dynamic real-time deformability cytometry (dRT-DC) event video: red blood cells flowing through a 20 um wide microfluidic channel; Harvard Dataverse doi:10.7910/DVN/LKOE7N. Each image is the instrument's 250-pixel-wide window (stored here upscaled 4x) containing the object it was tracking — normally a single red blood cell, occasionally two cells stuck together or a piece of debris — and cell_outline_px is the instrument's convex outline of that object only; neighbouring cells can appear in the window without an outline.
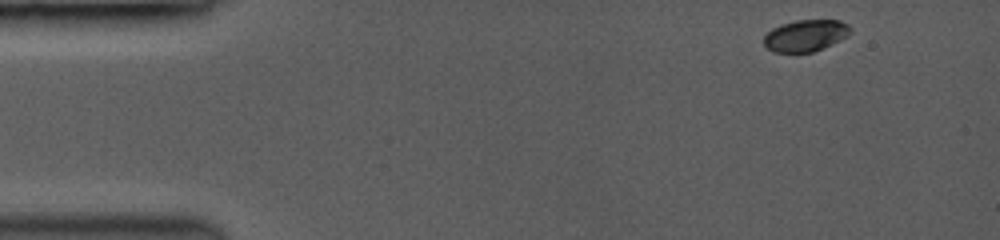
{"species": "common noctule bat (a hibernating species)", "species_latin": "Nyctalus noctula", "temperature_condition": "room temperature", "stored_images_in_passage": 52, "camera_frame_rate_fps": 3500, "um_per_image_px": 0.085, "animal": {"sex": "female", "body_mass_g": 19.0, "forearm_length_mm": 53.3}, "frame": {"image": 1, "passage_image": 1, "time_ms": 0.0, "image_size_px": [1000, 240], "cell_outline_px": [[848, 32], [844, 36], [812, 52], [776, 52], [768, 48], [764, 44], [764, 36], [772, 28], [784, 24], [800, 20], [840, 20], [848, 24]], "centroid_in_image_um": [68.4, 3.01], "position_along_channel_um": 16.6, "area_um2": 15.2}}
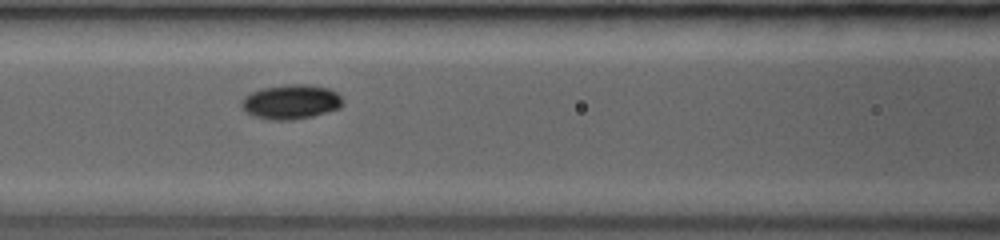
{"frame": {"image": 2, "passage_image": 21, "time_ms": 5.714, "image_size_px": [1000, 240], "cell_outline_px": [[340, 104], [336, 108], [312, 116], [292, 120], [272, 120], [256, 116], [248, 112], [244, 108], [244, 100], [252, 92], [264, 88], [284, 84], [304, 84], [328, 88], [336, 92], [340, 96]], "centroid_in_image_um": [24.74, 8.65], "position_along_channel_um": 141.9, "area_um2": 19.54}}
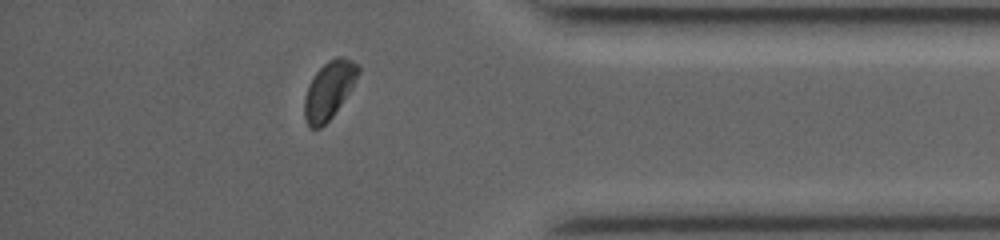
{"frame": {"image": 3, "passage_image": 45, "time_ms": 12.571, "image_size_px": [1000, 240], "cell_outline_px": [[360, 72], [352, 88], [332, 116], [320, 128], [312, 128], [308, 124], [304, 116], [304, 96], [308, 84], [316, 72], [328, 60], [336, 56], [340, 56], [352, 60], [360, 68]], "centroid_in_image_um": [27.96, 7.63], "position_along_channel_um": 407.2, "area_um2": 17.92}, "authors_computed_cell_mechanics": {"area_um2": 18.0625, "velocity_mm_per_s": 4.0357, "shape_relaxation_time_tau1_ms": 2.3169, "shape_relaxation_time_tau2_ms": null, "deformation_change_tau1": 0.0984, "deformation_change_tau2": null}}